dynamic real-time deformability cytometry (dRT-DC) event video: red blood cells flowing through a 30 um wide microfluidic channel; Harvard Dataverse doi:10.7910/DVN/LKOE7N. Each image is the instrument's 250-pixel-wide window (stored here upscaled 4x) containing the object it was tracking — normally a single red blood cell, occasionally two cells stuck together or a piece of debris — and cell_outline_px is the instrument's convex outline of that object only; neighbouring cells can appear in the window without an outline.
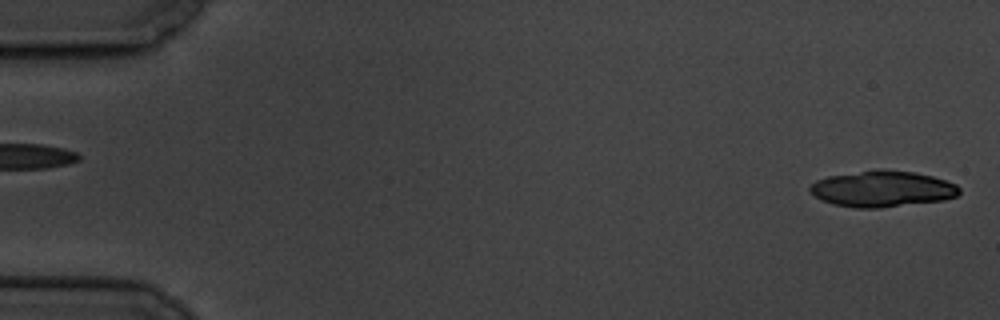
{"species": "common noctule bat (a hibernating species)", "species_latin": "Nyctalus noctula", "temperature_condition": "cold", "stored_images_in_passage": 6, "camera_frame_rate_fps": 3000, "um_per_image_px": 0.085, "animal": {"sex": "male", "body_mass_g": 19.5, "forearm_length_mm": 54.6}, "frame": {"image": 1, "passage_image": 6, "time_ms": 6.667, "image_size_px": [1000, 320], "cell_outline_px": [[960, 192], [956, 196], [944, 200], [880, 208], [852, 208], [832, 204], [816, 196], [808, 188], [816, 180], [828, 176], [876, 168], [880, 168], [916, 172], [932, 176], [956, 184], [960, 188]], "centroid_in_image_um": [75.0, 16.04], "position_along_channel_um": 10.0, "area_um2": 31.67}}